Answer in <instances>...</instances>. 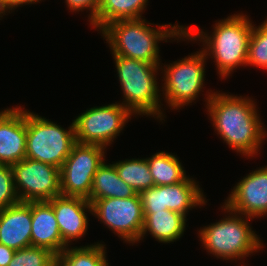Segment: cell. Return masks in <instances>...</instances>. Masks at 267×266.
<instances>
[{
  "mask_svg": "<svg viewBox=\"0 0 267 266\" xmlns=\"http://www.w3.org/2000/svg\"><path fill=\"white\" fill-rule=\"evenodd\" d=\"M206 108L214 131L226 145L246 157H254L264 143L267 131L256 102L248 97L206 91ZM258 113V114H257Z\"/></svg>",
  "mask_w": 267,
  "mask_h": 266,
  "instance_id": "cell-1",
  "label": "cell"
},
{
  "mask_svg": "<svg viewBox=\"0 0 267 266\" xmlns=\"http://www.w3.org/2000/svg\"><path fill=\"white\" fill-rule=\"evenodd\" d=\"M240 14L230 15L215 23L210 36L202 29L184 27L185 40L203 42V52L207 57L214 58L222 79L229 77L236 68L246 66L253 22L246 14Z\"/></svg>",
  "mask_w": 267,
  "mask_h": 266,
  "instance_id": "cell-2",
  "label": "cell"
},
{
  "mask_svg": "<svg viewBox=\"0 0 267 266\" xmlns=\"http://www.w3.org/2000/svg\"><path fill=\"white\" fill-rule=\"evenodd\" d=\"M147 22V23H146ZM150 25V26H149ZM154 25L144 18L118 20L106 25L100 33L107 41L112 55L136 59L151 64H161L159 41L184 39L182 25Z\"/></svg>",
  "mask_w": 267,
  "mask_h": 266,
  "instance_id": "cell-3",
  "label": "cell"
},
{
  "mask_svg": "<svg viewBox=\"0 0 267 266\" xmlns=\"http://www.w3.org/2000/svg\"><path fill=\"white\" fill-rule=\"evenodd\" d=\"M118 79L123 91L121 104L133 115H147L164 120L159 83L156 81L160 64L113 55Z\"/></svg>",
  "mask_w": 267,
  "mask_h": 266,
  "instance_id": "cell-4",
  "label": "cell"
},
{
  "mask_svg": "<svg viewBox=\"0 0 267 266\" xmlns=\"http://www.w3.org/2000/svg\"><path fill=\"white\" fill-rule=\"evenodd\" d=\"M221 208L225 213L229 212L228 217L225 216L226 218L204 226L198 231L202 246L208 250V253L223 259V261H232L242 260L264 248L262 240L249 224V220L251 221L253 218L235 213L224 205Z\"/></svg>",
  "mask_w": 267,
  "mask_h": 266,
  "instance_id": "cell-5",
  "label": "cell"
},
{
  "mask_svg": "<svg viewBox=\"0 0 267 266\" xmlns=\"http://www.w3.org/2000/svg\"><path fill=\"white\" fill-rule=\"evenodd\" d=\"M74 123L68 130L26 110V157L61 168L76 144Z\"/></svg>",
  "mask_w": 267,
  "mask_h": 266,
  "instance_id": "cell-6",
  "label": "cell"
},
{
  "mask_svg": "<svg viewBox=\"0 0 267 266\" xmlns=\"http://www.w3.org/2000/svg\"><path fill=\"white\" fill-rule=\"evenodd\" d=\"M196 52L161 68V73L164 74L161 91L165 102L173 110L189 105L198 98L201 91L204 92L201 89L206 80L205 62L208 57L203 50Z\"/></svg>",
  "mask_w": 267,
  "mask_h": 266,
  "instance_id": "cell-7",
  "label": "cell"
},
{
  "mask_svg": "<svg viewBox=\"0 0 267 266\" xmlns=\"http://www.w3.org/2000/svg\"><path fill=\"white\" fill-rule=\"evenodd\" d=\"M132 116L127 108L117 102L89 108L72 120L76 142L107 148Z\"/></svg>",
  "mask_w": 267,
  "mask_h": 266,
  "instance_id": "cell-8",
  "label": "cell"
},
{
  "mask_svg": "<svg viewBox=\"0 0 267 266\" xmlns=\"http://www.w3.org/2000/svg\"><path fill=\"white\" fill-rule=\"evenodd\" d=\"M105 147L76 143L60 168L61 195L90 197L93 176L105 160Z\"/></svg>",
  "mask_w": 267,
  "mask_h": 266,
  "instance_id": "cell-9",
  "label": "cell"
},
{
  "mask_svg": "<svg viewBox=\"0 0 267 266\" xmlns=\"http://www.w3.org/2000/svg\"><path fill=\"white\" fill-rule=\"evenodd\" d=\"M92 215L104 223L121 240L138 243L144 215L139 193L129 198H104L92 203Z\"/></svg>",
  "mask_w": 267,
  "mask_h": 266,
  "instance_id": "cell-10",
  "label": "cell"
},
{
  "mask_svg": "<svg viewBox=\"0 0 267 266\" xmlns=\"http://www.w3.org/2000/svg\"><path fill=\"white\" fill-rule=\"evenodd\" d=\"M11 167L21 202L48 201L61 195L59 168L29 158Z\"/></svg>",
  "mask_w": 267,
  "mask_h": 266,
  "instance_id": "cell-11",
  "label": "cell"
},
{
  "mask_svg": "<svg viewBox=\"0 0 267 266\" xmlns=\"http://www.w3.org/2000/svg\"><path fill=\"white\" fill-rule=\"evenodd\" d=\"M224 206L241 215L259 218L267 215V165L255 169L232 189Z\"/></svg>",
  "mask_w": 267,
  "mask_h": 266,
  "instance_id": "cell-12",
  "label": "cell"
},
{
  "mask_svg": "<svg viewBox=\"0 0 267 266\" xmlns=\"http://www.w3.org/2000/svg\"><path fill=\"white\" fill-rule=\"evenodd\" d=\"M48 202L53 207L62 240L67 246L86 234L89 219L85 212L92 214L88 199L59 195Z\"/></svg>",
  "mask_w": 267,
  "mask_h": 266,
  "instance_id": "cell-13",
  "label": "cell"
},
{
  "mask_svg": "<svg viewBox=\"0 0 267 266\" xmlns=\"http://www.w3.org/2000/svg\"><path fill=\"white\" fill-rule=\"evenodd\" d=\"M0 112V164L12 166L26 157V109Z\"/></svg>",
  "mask_w": 267,
  "mask_h": 266,
  "instance_id": "cell-14",
  "label": "cell"
},
{
  "mask_svg": "<svg viewBox=\"0 0 267 266\" xmlns=\"http://www.w3.org/2000/svg\"><path fill=\"white\" fill-rule=\"evenodd\" d=\"M32 201L0 210V244L19 250L31 245Z\"/></svg>",
  "mask_w": 267,
  "mask_h": 266,
  "instance_id": "cell-15",
  "label": "cell"
},
{
  "mask_svg": "<svg viewBox=\"0 0 267 266\" xmlns=\"http://www.w3.org/2000/svg\"><path fill=\"white\" fill-rule=\"evenodd\" d=\"M31 245L59 255L67 245L63 242L52 205L48 201H32Z\"/></svg>",
  "mask_w": 267,
  "mask_h": 266,
  "instance_id": "cell-16",
  "label": "cell"
},
{
  "mask_svg": "<svg viewBox=\"0 0 267 266\" xmlns=\"http://www.w3.org/2000/svg\"><path fill=\"white\" fill-rule=\"evenodd\" d=\"M143 215L144 226L139 241L149 232L158 242L171 243L179 240L185 231L187 219L178 212L165 209Z\"/></svg>",
  "mask_w": 267,
  "mask_h": 266,
  "instance_id": "cell-17",
  "label": "cell"
},
{
  "mask_svg": "<svg viewBox=\"0 0 267 266\" xmlns=\"http://www.w3.org/2000/svg\"><path fill=\"white\" fill-rule=\"evenodd\" d=\"M137 192L120 177L114 164L104 161L93 176L89 202L104 198H129Z\"/></svg>",
  "mask_w": 267,
  "mask_h": 266,
  "instance_id": "cell-18",
  "label": "cell"
},
{
  "mask_svg": "<svg viewBox=\"0 0 267 266\" xmlns=\"http://www.w3.org/2000/svg\"><path fill=\"white\" fill-rule=\"evenodd\" d=\"M195 179L188 177L181 182L164 185V199L168 210L178 212L185 217L193 207H201L207 202ZM206 200V201H205Z\"/></svg>",
  "mask_w": 267,
  "mask_h": 266,
  "instance_id": "cell-19",
  "label": "cell"
},
{
  "mask_svg": "<svg viewBox=\"0 0 267 266\" xmlns=\"http://www.w3.org/2000/svg\"><path fill=\"white\" fill-rule=\"evenodd\" d=\"M147 3L148 0H99L96 18L90 24L101 31L114 21L140 19Z\"/></svg>",
  "mask_w": 267,
  "mask_h": 266,
  "instance_id": "cell-20",
  "label": "cell"
},
{
  "mask_svg": "<svg viewBox=\"0 0 267 266\" xmlns=\"http://www.w3.org/2000/svg\"><path fill=\"white\" fill-rule=\"evenodd\" d=\"M146 159L154 186L175 184L188 177L179 158L172 153L160 151Z\"/></svg>",
  "mask_w": 267,
  "mask_h": 266,
  "instance_id": "cell-21",
  "label": "cell"
},
{
  "mask_svg": "<svg viewBox=\"0 0 267 266\" xmlns=\"http://www.w3.org/2000/svg\"><path fill=\"white\" fill-rule=\"evenodd\" d=\"M104 246L101 242L73 248L67 246L55 256V266H109Z\"/></svg>",
  "mask_w": 267,
  "mask_h": 266,
  "instance_id": "cell-22",
  "label": "cell"
},
{
  "mask_svg": "<svg viewBox=\"0 0 267 266\" xmlns=\"http://www.w3.org/2000/svg\"><path fill=\"white\" fill-rule=\"evenodd\" d=\"M119 177L137 193L154 186L147 159H125L114 163Z\"/></svg>",
  "mask_w": 267,
  "mask_h": 266,
  "instance_id": "cell-23",
  "label": "cell"
},
{
  "mask_svg": "<svg viewBox=\"0 0 267 266\" xmlns=\"http://www.w3.org/2000/svg\"><path fill=\"white\" fill-rule=\"evenodd\" d=\"M246 66L267 69V19L260 26L253 24L248 43Z\"/></svg>",
  "mask_w": 267,
  "mask_h": 266,
  "instance_id": "cell-24",
  "label": "cell"
},
{
  "mask_svg": "<svg viewBox=\"0 0 267 266\" xmlns=\"http://www.w3.org/2000/svg\"><path fill=\"white\" fill-rule=\"evenodd\" d=\"M55 256L48 249L30 246L16 250L8 266H55Z\"/></svg>",
  "mask_w": 267,
  "mask_h": 266,
  "instance_id": "cell-25",
  "label": "cell"
},
{
  "mask_svg": "<svg viewBox=\"0 0 267 266\" xmlns=\"http://www.w3.org/2000/svg\"><path fill=\"white\" fill-rule=\"evenodd\" d=\"M20 202L14 184L12 167L0 164V210Z\"/></svg>",
  "mask_w": 267,
  "mask_h": 266,
  "instance_id": "cell-26",
  "label": "cell"
},
{
  "mask_svg": "<svg viewBox=\"0 0 267 266\" xmlns=\"http://www.w3.org/2000/svg\"><path fill=\"white\" fill-rule=\"evenodd\" d=\"M143 213H156L167 209L164 199V185L153 186L139 193Z\"/></svg>",
  "mask_w": 267,
  "mask_h": 266,
  "instance_id": "cell-27",
  "label": "cell"
},
{
  "mask_svg": "<svg viewBox=\"0 0 267 266\" xmlns=\"http://www.w3.org/2000/svg\"><path fill=\"white\" fill-rule=\"evenodd\" d=\"M71 12H79L87 9L90 11L88 18L90 23L96 18L99 8V0H65Z\"/></svg>",
  "mask_w": 267,
  "mask_h": 266,
  "instance_id": "cell-28",
  "label": "cell"
},
{
  "mask_svg": "<svg viewBox=\"0 0 267 266\" xmlns=\"http://www.w3.org/2000/svg\"><path fill=\"white\" fill-rule=\"evenodd\" d=\"M40 1L41 0H2L0 2V18L3 17V15H6V13H10V11L15 10L18 6L20 7L24 4L29 5L37 2L40 3Z\"/></svg>",
  "mask_w": 267,
  "mask_h": 266,
  "instance_id": "cell-29",
  "label": "cell"
},
{
  "mask_svg": "<svg viewBox=\"0 0 267 266\" xmlns=\"http://www.w3.org/2000/svg\"><path fill=\"white\" fill-rule=\"evenodd\" d=\"M15 250L0 244V266H8L13 258Z\"/></svg>",
  "mask_w": 267,
  "mask_h": 266,
  "instance_id": "cell-30",
  "label": "cell"
}]
</instances>
